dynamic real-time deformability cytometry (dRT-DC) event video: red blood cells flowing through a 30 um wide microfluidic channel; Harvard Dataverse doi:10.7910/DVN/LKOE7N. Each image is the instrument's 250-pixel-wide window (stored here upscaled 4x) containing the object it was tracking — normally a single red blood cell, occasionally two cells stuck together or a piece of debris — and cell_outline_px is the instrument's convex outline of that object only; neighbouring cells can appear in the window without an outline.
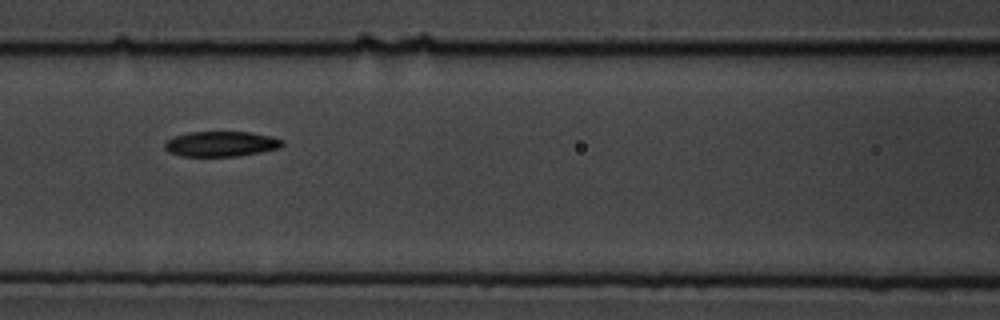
{"species": "common noctule bat (a hibernating species)", "species_latin": "Nyctalus noctula", "temperature_condition": "cold", "stored_images_in_passage": 9, "camera_frame_rate_fps": 3000, "um_per_image_px": 0.085, "animal": {"sex": "male", "body_mass_g": 19.5, "forearm_length_mm": 54.6}, "frame": {"image": 1, "passage_image": 6, "time_ms": 5.667, "image_size_px": [1000, 320], "cell_outline_px": [[284, 144], [280, 148], [260, 152], [236, 156], [180, 156], [168, 152], [164, 148], [164, 144], [168, 140], [176, 136], [188, 132], [252, 132], [272, 136], [284, 140]], "centroid_in_image_um": [18.81, 12.23], "position_along_channel_um": 147.8, "area_um2": 17.34}}
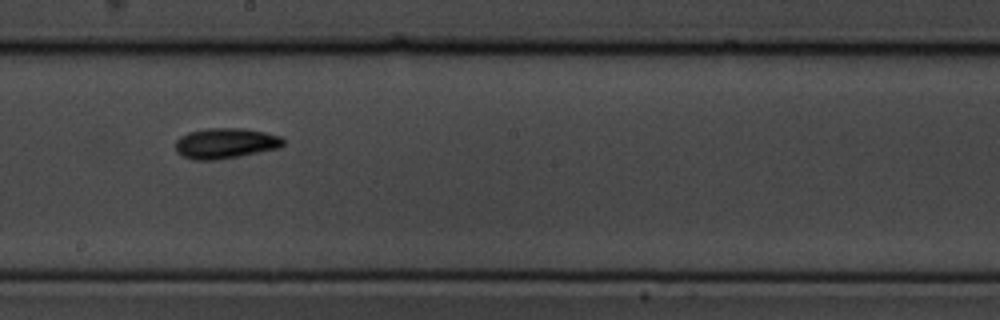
{"frame": {"image": 2, "passage_image": 8, "time_ms": 8.0, "image_size_px": [1000, 320], "cell_outline_px": [[284, 144], [280, 148], [240, 156], [216, 160], [192, 160], [176, 152], [176, 140], [180, 136], [188, 132], [204, 128], [244, 128], [264, 132], [280, 136], [284, 140]], "centroid_in_image_um": [19.16, 12.18], "position_along_channel_um": 229.0, "area_um2": 19.31}}
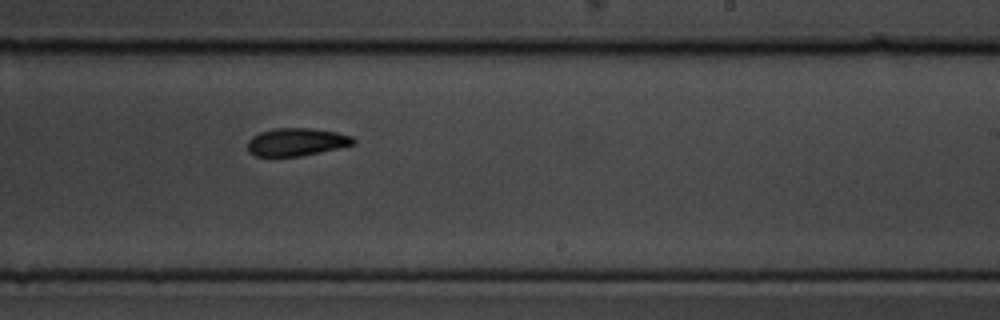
{"frame": {"image": 3, "passage_image": 9, "time_ms": 9.0, "image_size_px": [1000, 320], "cell_outline_px": [[356, 144], [300, 156], [256, 156], [248, 152], [248, 140], [252, 136], [260, 132], [272, 128], [308, 128], [336, 132], [352, 136], [356, 140]], "centroid_in_image_um": [25.19, 12.06], "position_along_channel_um": 263.8, "area_um2": 17.11}}